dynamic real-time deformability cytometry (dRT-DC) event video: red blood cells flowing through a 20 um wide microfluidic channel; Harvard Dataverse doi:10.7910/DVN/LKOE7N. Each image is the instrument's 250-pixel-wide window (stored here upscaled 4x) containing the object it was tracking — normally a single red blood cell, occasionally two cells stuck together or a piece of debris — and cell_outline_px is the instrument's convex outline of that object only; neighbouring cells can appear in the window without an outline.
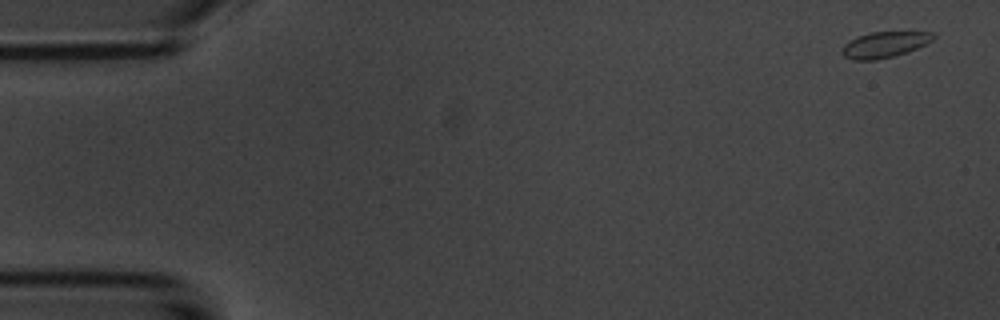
{"species": "common noctule bat (a hibernating species)", "species_latin": "Nyctalus noctula", "temperature_condition": "room temperature", "stored_images_in_passage": 4, "camera_frame_rate_fps": 3000, "um_per_image_px": 0.085, "animal": {"sex": "male", "body_mass_g": 20.1, "forearm_length_mm": 53.5}, "frame": {"image": 1, "passage_image": 1, "time_ms": 0.0, "image_size_px": [1000, 320], "cell_outline_px": [[936, 36], [932, 40], [908, 52], [876, 60], [852, 60], [844, 56], [840, 52], [840, 48], [848, 40], [856, 36], [872, 32], [936, 32]], "centroid_in_image_um": [75.13, 3.79], "position_along_channel_um": 9.9, "area_um2": 13.87}}